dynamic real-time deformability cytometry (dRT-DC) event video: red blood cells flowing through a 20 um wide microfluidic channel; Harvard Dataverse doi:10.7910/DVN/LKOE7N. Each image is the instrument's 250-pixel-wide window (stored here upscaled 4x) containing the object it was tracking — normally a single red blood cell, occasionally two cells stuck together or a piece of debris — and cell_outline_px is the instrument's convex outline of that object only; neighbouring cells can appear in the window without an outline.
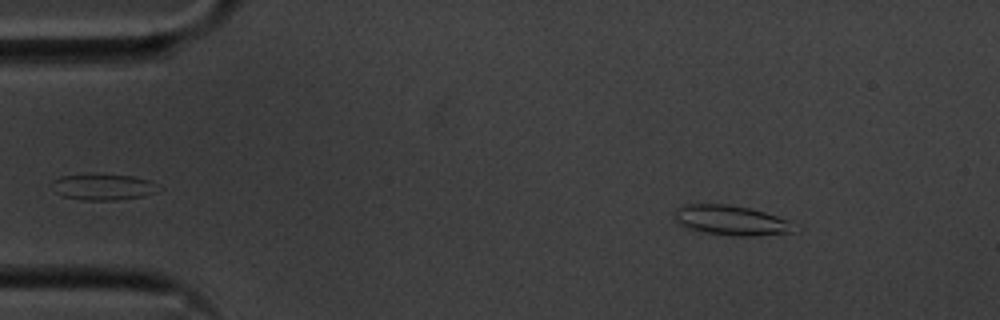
{"species": "common noctule bat (a hibernating species)", "species_latin": "Nyctalus noctula", "temperature_condition": "cold", "stored_images_in_passage": 54, "camera_frame_rate_fps": 3000, "um_per_image_px": 0.085, "animal": {"sex": "male", "body_mass_g": 20.1, "forearm_length_mm": 53.5}, "frame": {"image": 1, "passage_image": 6, "time_ms": 1.667, "image_size_px": [1000, 320], "cell_outline_px": [[800, 228], [792, 232], [752, 236], [736, 236], [704, 232], [688, 228], [676, 220], [672, 212], [676, 208], [684, 204], [728, 204], [748, 208], [764, 212], [788, 220]], "centroid_in_image_um": [62.15, 18.72], "position_along_channel_um": 22.9, "area_um2": 20.81}}
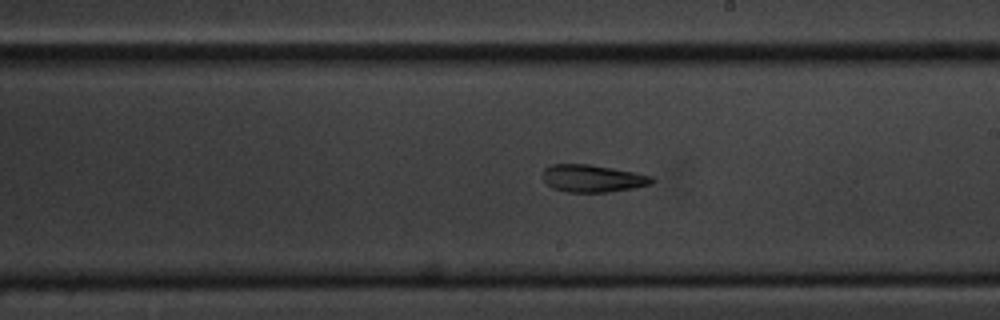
{"frame": {"image": 2, "passage_image": 30, "time_ms": 9.667, "image_size_px": [1000, 320], "cell_outline_px": [[656, 180], [652, 184], [636, 188], [608, 192], [568, 192], [552, 188], [544, 180], [544, 168], [552, 164], [592, 164], [652, 176]], "centroid_in_image_um": [50.4, 15.17], "position_along_channel_um": 238.6, "area_um2": 17.46}}
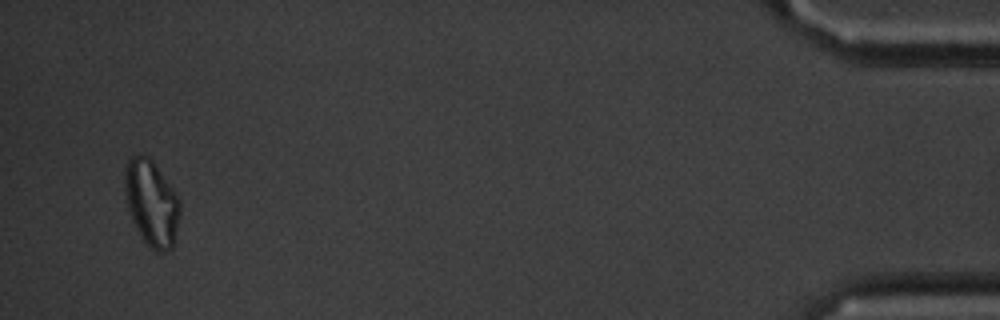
{"frame": {"image": 3, "passage_image": 52, "time_ms": 17.0, "image_size_px": [1000, 320], "cell_outline_px": [[180, 216], [176, 240], [172, 248], [164, 252], [156, 252], [144, 240], [136, 228], [128, 212], [124, 188], [124, 172], [128, 160], [132, 156], [140, 152], [148, 156], [152, 160], [172, 188], [180, 200]], "centroid_in_image_um": [12.88, 17.26], "position_along_channel_um": 422.3, "area_um2": 27.92}, "authors_computed_cell_mechanics": {"area_um2": 19.3919, "velocity_mm_per_s": 3.5995, "shape_relaxation_time_tau1_ms": 9.5075, "shape_relaxation_time_tau2_ms": 6.3533, "deformation_change_tau1": 0.1776, "deformation_change_tau2": 0.1671}}